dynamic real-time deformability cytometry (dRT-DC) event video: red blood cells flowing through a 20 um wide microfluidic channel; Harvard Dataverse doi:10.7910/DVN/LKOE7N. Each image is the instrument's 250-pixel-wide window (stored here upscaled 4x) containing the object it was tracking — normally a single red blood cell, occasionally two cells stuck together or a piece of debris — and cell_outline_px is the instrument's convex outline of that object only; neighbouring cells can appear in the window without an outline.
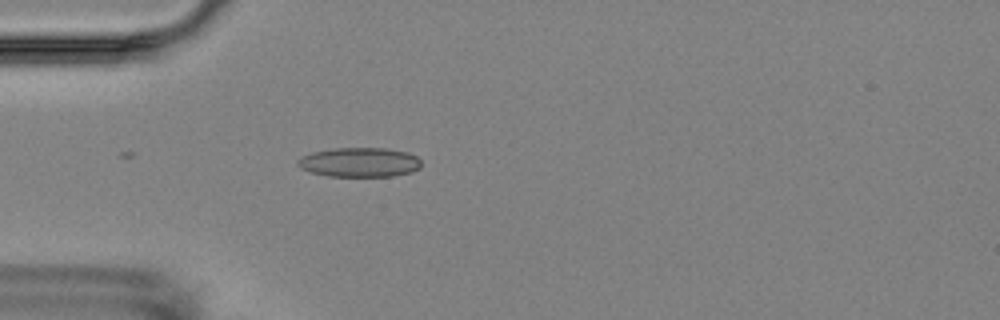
{"species": "Egyptian fruit bat (a non-hibernating species)", "species_latin": "Rousettus aegyptiacus", "temperature_condition": "room temperature", "stored_images_in_passage": 4, "camera_frame_rate_fps": 3000, "um_per_image_px": 0.085, "animal": {"sex": "female"}, "frame": {"image": 1, "passage_image": 4, "time_ms": 4.333, "image_size_px": [1000, 320], "cell_outline_px": [[420, 168], [412, 172], [392, 176], [328, 176], [312, 172], [300, 168], [296, 164], [296, 160], [300, 156], [312, 152], [332, 148], [384, 148], [408, 152], [416, 156], [420, 160]], "centroid_in_image_um": [30.53, 13.79], "position_along_channel_um": 54.5, "area_um2": 21.33}}